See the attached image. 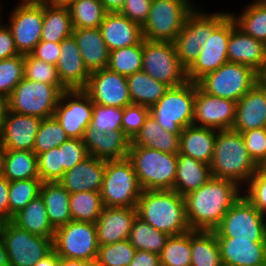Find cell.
<instances>
[{
	"mask_svg": "<svg viewBox=\"0 0 266 266\" xmlns=\"http://www.w3.org/2000/svg\"><path fill=\"white\" fill-rule=\"evenodd\" d=\"M242 191L232 181L211 177L203 186L183 196L189 228L193 231H214L241 197Z\"/></svg>",
	"mask_w": 266,
	"mask_h": 266,
	"instance_id": "6da1fadb",
	"label": "cell"
},
{
	"mask_svg": "<svg viewBox=\"0 0 266 266\" xmlns=\"http://www.w3.org/2000/svg\"><path fill=\"white\" fill-rule=\"evenodd\" d=\"M209 166L212 177L232 181L242 189L258 170L245 147L242 134L233 129L216 130Z\"/></svg>",
	"mask_w": 266,
	"mask_h": 266,
	"instance_id": "7a4b0ae2",
	"label": "cell"
},
{
	"mask_svg": "<svg viewBox=\"0 0 266 266\" xmlns=\"http://www.w3.org/2000/svg\"><path fill=\"white\" fill-rule=\"evenodd\" d=\"M140 219L170 236L191 230L187 223L184 197L171 190H143L137 203Z\"/></svg>",
	"mask_w": 266,
	"mask_h": 266,
	"instance_id": "3957f363",
	"label": "cell"
},
{
	"mask_svg": "<svg viewBox=\"0 0 266 266\" xmlns=\"http://www.w3.org/2000/svg\"><path fill=\"white\" fill-rule=\"evenodd\" d=\"M128 159L133 164L143 190H171L174 188L178 154L130 145Z\"/></svg>",
	"mask_w": 266,
	"mask_h": 266,
	"instance_id": "277c9868",
	"label": "cell"
},
{
	"mask_svg": "<svg viewBox=\"0 0 266 266\" xmlns=\"http://www.w3.org/2000/svg\"><path fill=\"white\" fill-rule=\"evenodd\" d=\"M195 82L169 87L160 100L150 107V115L167 132L181 134L193 125Z\"/></svg>",
	"mask_w": 266,
	"mask_h": 266,
	"instance_id": "5b68a950",
	"label": "cell"
},
{
	"mask_svg": "<svg viewBox=\"0 0 266 266\" xmlns=\"http://www.w3.org/2000/svg\"><path fill=\"white\" fill-rule=\"evenodd\" d=\"M142 191L133 164L128 158L106 160L101 189L104 207L136 208Z\"/></svg>",
	"mask_w": 266,
	"mask_h": 266,
	"instance_id": "8992f818",
	"label": "cell"
},
{
	"mask_svg": "<svg viewBox=\"0 0 266 266\" xmlns=\"http://www.w3.org/2000/svg\"><path fill=\"white\" fill-rule=\"evenodd\" d=\"M192 4L191 0H152L142 25L143 39L174 43L187 16L195 9Z\"/></svg>",
	"mask_w": 266,
	"mask_h": 266,
	"instance_id": "52a82bcc",
	"label": "cell"
},
{
	"mask_svg": "<svg viewBox=\"0 0 266 266\" xmlns=\"http://www.w3.org/2000/svg\"><path fill=\"white\" fill-rule=\"evenodd\" d=\"M259 81L260 74L252 67L227 62L205 74L197 85L207 94L238 102Z\"/></svg>",
	"mask_w": 266,
	"mask_h": 266,
	"instance_id": "ba28073f",
	"label": "cell"
},
{
	"mask_svg": "<svg viewBox=\"0 0 266 266\" xmlns=\"http://www.w3.org/2000/svg\"><path fill=\"white\" fill-rule=\"evenodd\" d=\"M196 8L187 16L183 28L174 41L177 56L181 64L188 69L198 58L200 49L212 33L230 14V12L203 13Z\"/></svg>",
	"mask_w": 266,
	"mask_h": 266,
	"instance_id": "9c48e42d",
	"label": "cell"
},
{
	"mask_svg": "<svg viewBox=\"0 0 266 266\" xmlns=\"http://www.w3.org/2000/svg\"><path fill=\"white\" fill-rule=\"evenodd\" d=\"M61 93L55 85L23 78L7 97V110L41 119L52 117Z\"/></svg>",
	"mask_w": 266,
	"mask_h": 266,
	"instance_id": "30bf717a",
	"label": "cell"
},
{
	"mask_svg": "<svg viewBox=\"0 0 266 266\" xmlns=\"http://www.w3.org/2000/svg\"><path fill=\"white\" fill-rule=\"evenodd\" d=\"M142 71L169 87H178L188 81L187 69L179 61L172 42L143 39Z\"/></svg>",
	"mask_w": 266,
	"mask_h": 266,
	"instance_id": "8fae6325",
	"label": "cell"
},
{
	"mask_svg": "<svg viewBox=\"0 0 266 266\" xmlns=\"http://www.w3.org/2000/svg\"><path fill=\"white\" fill-rule=\"evenodd\" d=\"M214 232L216 237L266 242V218L242 194Z\"/></svg>",
	"mask_w": 266,
	"mask_h": 266,
	"instance_id": "7c38bea8",
	"label": "cell"
},
{
	"mask_svg": "<svg viewBox=\"0 0 266 266\" xmlns=\"http://www.w3.org/2000/svg\"><path fill=\"white\" fill-rule=\"evenodd\" d=\"M53 249L66 259L97 260L99 245L95 223L71 220L56 228Z\"/></svg>",
	"mask_w": 266,
	"mask_h": 266,
	"instance_id": "4fadbf2b",
	"label": "cell"
},
{
	"mask_svg": "<svg viewBox=\"0 0 266 266\" xmlns=\"http://www.w3.org/2000/svg\"><path fill=\"white\" fill-rule=\"evenodd\" d=\"M2 240L10 266H34L53 249V238L29 233L12 221L8 224Z\"/></svg>",
	"mask_w": 266,
	"mask_h": 266,
	"instance_id": "5bb4252c",
	"label": "cell"
},
{
	"mask_svg": "<svg viewBox=\"0 0 266 266\" xmlns=\"http://www.w3.org/2000/svg\"><path fill=\"white\" fill-rule=\"evenodd\" d=\"M42 24L43 4H33L22 0L13 8L6 25L11 31L20 54H30L41 41Z\"/></svg>",
	"mask_w": 266,
	"mask_h": 266,
	"instance_id": "9a60e30c",
	"label": "cell"
},
{
	"mask_svg": "<svg viewBox=\"0 0 266 266\" xmlns=\"http://www.w3.org/2000/svg\"><path fill=\"white\" fill-rule=\"evenodd\" d=\"M94 103L83 89L61 93L54 116L70 139H82L90 126Z\"/></svg>",
	"mask_w": 266,
	"mask_h": 266,
	"instance_id": "2e32d148",
	"label": "cell"
},
{
	"mask_svg": "<svg viewBox=\"0 0 266 266\" xmlns=\"http://www.w3.org/2000/svg\"><path fill=\"white\" fill-rule=\"evenodd\" d=\"M83 91L100 106L124 108L132 104L126 77L108 68L92 72Z\"/></svg>",
	"mask_w": 266,
	"mask_h": 266,
	"instance_id": "e0dca14e",
	"label": "cell"
},
{
	"mask_svg": "<svg viewBox=\"0 0 266 266\" xmlns=\"http://www.w3.org/2000/svg\"><path fill=\"white\" fill-rule=\"evenodd\" d=\"M237 102L205 93L195 82L193 125L214 130L232 129Z\"/></svg>",
	"mask_w": 266,
	"mask_h": 266,
	"instance_id": "ac0fdd59",
	"label": "cell"
},
{
	"mask_svg": "<svg viewBox=\"0 0 266 266\" xmlns=\"http://www.w3.org/2000/svg\"><path fill=\"white\" fill-rule=\"evenodd\" d=\"M229 37L230 15L212 33H208V39L200 49L198 58L187 69L188 81L197 82L205 74L217 70L228 62Z\"/></svg>",
	"mask_w": 266,
	"mask_h": 266,
	"instance_id": "d6986e66",
	"label": "cell"
},
{
	"mask_svg": "<svg viewBox=\"0 0 266 266\" xmlns=\"http://www.w3.org/2000/svg\"><path fill=\"white\" fill-rule=\"evenodd\" d=\"M41 120L37 116L13 113L7 110L0 134V145L5 150L33 151Z\"/></svg>",
	"mask_w": 266,
	"mask_h": 266,
	"instance_id": "ffe728a7",
	"label": "cell"
},
{
	"mask_svg": "<svg viewBox=\"0 0 266 266\" xmlns=\"http://www.w3.org/2000/svg\"><path fill=\"white\" fill-rule=\"evenodd\" d=\"M227 59L230 63L250 66L259 74L266 65V45L239 29L231 15Z\"/></svg>",
	"mask_w": 266,
	"mask_h": 266,
	"instance_id": "44dd1931",
	"label": "cell"
},
{
	"mask_svg": "<svg viewBox=\"0 0 266 266\" xmlns=\"http://www.w3.org/2000/svg\"><path fill=\"white\" fill-rule=\"evenodd\" d=\"M89 155L102 160H122L128 158L130 138L122 130L103 133L88 126L82 138Z\"/></svg>",
	"mask_w": 266,
	"mask_h": 266,
	"instance_id": "7402d4cb",
	"label": "cell"
},
{
	"mask_svg": "<svg viewBox=\"0 0 266 266\" xmlns=\"http://www.w3.org/2000/svg\"><path fill=\"white\" fill-rule=\"evenodd\" d=\"M137 216L136 208L104 207L95 223L98 245L128 239Z\"/></svg>",
	"mask_w": 266,
	"mask_h": 266,
	"instance_id": "603a6c76",
	"label": "cell"
},
{
	"mask_svg": "<svg viewBox=\"0 0 266 266\" xmlns=\"http://www.w3.org/2000/svg\"><path fill=\"white\" fill-rule=\"evenodd\" d=\"M257 128H266V85L260 81L237 102L232 126L240 133Z\"/></svg>",
	"mask_w": 266,
	"mask_h": 266,
	"instance_id": "cb8c5ba5",
	"label": "cell"
},
{
	"mask_svg": "<svg viewBox=\"0 0 266 266\" xmlns=\"http://www.w3.org/2000/svg\"><path fill=\"white\" fill-rule=\"evenodd\" d=\"M106 160L89 155L58 181L70 194L82 191L101 192Z\"/></svg>",
	"mask_w": 266,
	"mask_h": 266,
	"instance_id": "d4e9b609",
	"label": "cell"
},
{
	"mask_svg": "<svg viewBox=\"0 0 266 266\" xmlns=\"http://www.w3.org/2000/svg\"><path fill=\"white\" fill-rule=\"evenodd\" d=\"M56 67L61 83L68 90L83 89L91 75L73 36L60 42V56Z\"/></svg>",
	"mask_w": 266,
	"mask_h": 266,
	"instance_id": "484cf974",
	"label": "cell"
},
{
	"mask_svg": "<svg viewBox=\"0 0 266 266\" xmlns=\"http://www.w3.org/2000/svg\"><path fill=\"white\" fill-rule=\"evenodd\" d=\"M99 28L109 51L133 46L143 40L142 26L119 12L106 13Z\"/></svg>",
	"mask_w": 266,
	"mask_h": 266,
	"instance_id": "4316f807",
	"label": "cell"
},
{
	"mask_svg": "<svg viewBox=\"0 0 266 266\" xmlns=\"http://www.w3.org/2000/svg\"><path fill=\"white\" fill-rule=\"evenodd\" d=\"M224 266H262L266 261V242L217 237Z\"/></svg>",
	"mask_w": 266,
	"mask_h": 266,
	"instance_id": "83f0119b",
	"label": "cell"
},
{
	"mask_svg": "<svg viewBox=\"0 0 266 266\" xmlns=\"http://www.w3.org/2000/svg\"><path fill=\"white\" fill-rule=\"evenodd\" d=\"M72 36L90 73L107 68L110 51L100 28H74Z\"/></svg>",
	"mask_w": 266,
	"mask_h": 266,
	"instance_id": "f1b7e54d",
	"label": "cell"
},
{
	"mask_svg": "<svg viewBox=\"0 0 266 266\" xmlns=\"http://www.w3.org/2000/svg\"><path fill=\"white\" fill-rule=\"evenodd\" d=\"M216 130L195 125L187 126L180 134V154L210 164L215 148Z\"/></svg>",
	"mask_w": 266,
	"mask_h": 266,
	"instance_id": "f546056e",
	"label": "cell"
},
{
	"mask_svg": "<svg viewBox=\"0 0 266 266\" xmlns=\"http://www.w3.org/2000/svg\"><path fill=\"white\" fill-rule=\"evenodd\" d=\"M131 145L178 154L180 151V134L167 132L149 114L141 130L131 140Z\"/></svg>",
	"mask_w": 266,
	"mask_h": 266,
	"instance_id": "4dcf8cb0",
	"label": "cell"
},
{
	"mask_svg": "<svg viewBox=\"0 0 266 266\" xmlns=\"http://www.w3.org/2000/svg\"><path fill=\"white\" fill-rule=\"evenodd\" d=\"M211 177V170L208 164L178 153L177 174L173 190L179 195L185 196L197 190Z\"/></svg>",
	"mask_w": 266,
	"mask_h": 266,
	"instance_id": "1f68e13d",
	"label": "cell"
},
{
	"mask_svg": "<svg viewBox=\"0 0 266 266\" xmlns=\"http://www.w3.org/2000/svg\"><path fill=\"white\" fill-rule=\"evenodd\" d=\"M40 195L44 200L49 221L55 229L72 220L70 193L59 182H42Z\"/></svg>",
	"mask_w": 266,
	"mask_h": 266,
	"instance_id": "d6a6232c",
	"label": "cell"
},
{
	"mask_svg": "<svg viewBox=\"0 0 266 266\" xmlns=\"http://www.w3.org/2000/svg\"><path fill=\"white\" fill-rule=\"evenodd\" d=\"M11 221L29 233L54 239L56 229L49 221L45 203L40 194L16 213Z\"/></svg>",
	"mask_w": 266,
	"mask_h": 266,
	"instance_id": "836d02e7",
	"label": "cell"
},
{
	"mask_svg": "<svg viewBox=\"0 0 266 266\" xmlns=\"http://www.w3.org/2000/svg\"><path fill=\"white\" fill-rule=\"evenodd\" d=\"M73 24L68 6L43 4L41 41L61 42L72 36Z\"/></svg>",
	"mask_w": 266,
	"mask_h": 266,
	"instance_id": "e575fe53",
	"label": "cell"
},
{
	"mask_svg": "<svg viewBox=\"0 0 266 266\" xmlns=\"http://www.w3.org/2000/svg\"><path fill=\"white\" fill-rule=\"evenodd\" d=\"M126 79L132 104L149 108L157 103L169 89L168 85L153 79L144 71L135 72Z\"/></svg>",
	"mask_w": 266,
	"mask_h": 266,
	"instance_id": "d590c367",
	"label": "cell"
},
{
	"mask_svg": "<svg viewBox=\"0 0 266 266\" xmlns=\"http://www.w3.org/2000/svg\"><path fill=\"white\" fill-rule=\"evenodd\" d=\"M191 266H224L214 231L191 230Z\"/></svg>",
	"mask_w": 266,
	"mask_h": 266,
	"instance_id": "8d00e7d4",
	"label": "cell"
},
{
	"mask_svg": "<svg viewBox=\"0 0 266 266\" xmlns=\"http://www.w3.org/2000/svg\"><path fill=\"white\" fill-rule=\"evenodd\" d=\"M3 176L9 181L39 179L38 157L33 151L5 150Z\"/></svg>",
	"mask_w": 266,
	"mask_h": 266,
	"instance_id": "74e56055",
	"label": "cell"
},
{
	"mask_svg": "<svg viewBox=\"0 0 266 266\" xmlns=\"http://www.w3.org/2000/svg\"><path fill=\"white\" fill-rule=\"evenodd\" d=\"M169 237L170 235L156 230L137 216L129 233L128 241L136 250L159 254Z\"/></svg>",
	"mask_w": 266,
	"mask_h": 266,
	"instance_id": "f35d334b",
	"label": "cell"
},
{
	"mask_svg": "<svg viewBox=\"0 0 266 266\" xmlns=\"http://www.w3.org/2000/svg\"><path fill=\"white\" fill-rule=\"evenodd\" d=\"M103 208L101 192L82 191L70 194V211L74 221L96 223Z\"/></svg>",
	"mask_w": 266,
	"mask_h": 266,
	"instance_id": "ab89813d",
	"label": "cell"
},
{
	"mask_svg": "<svg viewBox=\"0 0 266 266\" xmlns=\"http://www.w3.org/2000/svg\"><path fill=\"white\" fill-rule=\"evenodd\" d=\"M229 14L245 34L266 44V9L256 0L244 8L238 17L233 13Z\"/></svg>",
	"mask_w": 266,
	"mask_h": 266,
	"instance_id": "60d3db41",
	"label": "cell"
},
{
	"mask_svg": "<svg viewBox=\"0 0 266 266\" xmlns=\"http://www.w3.org/2000/svg\"><path fill=\"white\" fill-rule=\"evenodd\" d=\"M159 259L161 266H191V230L170 236Z\"/></svg>",
	"mask_w": 266,
	"mask_h": 266,
	"instance_id": "b9f144b4",
	"label": "cell"
},
{
	"mask_svg": "<svg viewBox=\"0 0 266 266\" xmlns=\"http://www.w3.org/2000/svg\"><path fill=\"white\" fill-rule=\"evenodd\" d=\"M142 58L143 40L139 44L110 51L107 68L128 77L142 71Z\"/></svg>",
	"mask_w": 266,
	"mask_h": 266,
	"instance_id": "7bdbcfd3",
	"label": "cell"
},
{
	"mask_svg": "<svg viewBox=\"0 0 266 266\" xmlns=\"http://www.w3.org/2000/svg\"><path fill=\"white\" fill-rule=\"evenodd\" d=\"M68 8L74 28H99L107 13L100 0H74Z\"/></svg>",
	"mask_w": 266,
	"mask_h": 266,
	"instance_id": "ee69618b",
	"label": "cell"
},
{
	"mask_svg": "<svg viewBox=\"0 0 266 266\" xmlns=\"http://www.w3.org/2000/svg\"><path fill=\"white\" fill-rule=\"evenodd\" d=\"M70 138L55 116L42 119L35 138L33 152L38 155L59 147Z\"/></svg>",
	"mask_w": 266,
	"mask_h": 266,
	"instance_id": "f6af8a7d",
	"label": "cell"
},
{
	"mask_svg": "<svg viewBox=\"0 0 266 266\" xmlns=\"http://www.w3.org/2000/svg\"><path fill=\"white\" fill-rule=\"evenodd\" d=\"M40 179H25L9 182L10 219L40 194Z\"/></svg>",
	"mask_w": 266,
	"mask_h": 266,
	"instance_id": "bcb514c9",
	"label": "cell"
},
{
	"mask_svg": "<svg viewBox=\"0 0 266 266\" xmlns=\"http://www.w3.org/2000/svg\"><path fill=\"white\" fill-rule=\"evenodd\" d=\"M24 78L55 85L61 92L68 90L59 79L56 65L38 60L31 54L24 55Z\"/></svg>",
	"mask_w": 266,
	"mask_h": 266,
	"instance_id": "7dc6e473",
	"label": "cell"
},
{
	"mask_svg": "<svg viewBox=\"0 0 266 266\" xmlns=\"http://www.w3.org/2000/svg\"><path fill=\"white\" fill-rule=\"evenodd\" d=\"M24 78V54L0 60V99L6 100Z\"/></svg>",
	"mask_w": 266,
	"mask_h": 266,
	"instance_id": "c3c4849f",
	"label": "cell"
},
{
	"mask_svg": "<svg viewBox=\"0 0 266 266\" xmlns=\"http://www.w3.org/2000/svg\"><path fill=\"white\" fill-rule=\"evenodd\" d=\"M136 249L126 240L108 245H99L98 266H128L132 261Z\"/></svg>",
	"mask_w": 266,
	"mask_h": 266,
	"instance_id": "681fc988",
	"label": "cell"
},
{
	"mask_svg": "<svg viewBox=\"0 0 266 266\" xmlns=\"http://www.w3.org/2000/svg\"><path fill=\"white\" fill-rule=\"evenodd\" d=\"M122 118L123 108L100 106L94 103L90 126L103 133L121 130Z\"/></svg>",
	"mask_w": 266,
	"mask_h": 266,
	"instance_id": "f907efd6",
	"label": "cell"
},
{
	"mask_svg": "<svg viewBox=\"0 0 266 266\" xmlns=\"http://www.w3.org/2000/svg\"><path fill=\"white\" fill-rule=\"evenodd\" d=\"M37 157L39 179L42 182H58L61 179L60 148H52Z\"/></svg>",
	"mask_w": 266,
	"mask_h": 266,
	"instance_id": "816d5d0a",
	"label": "cell"
},
{
	"mask_svg": "<svg viewBox=\"0 0 266 266\" xmlns=\"http://www.w3.org/2000/svg\"><path fill=\"white\" fill-rule=\"evenodd\" d=\"M61 177L64 172L71 170L79 162L89 156L82 139H69L60 146Z\"/></svg>",
	"mask_w": 266,
	"mask_h": 266,
	"instance_id": "f5cc1de1",
	"label": "cell"
},
{
	"mask_svg": "<svg viewBox=\"0 0 266 266\" xmlns=\"http://www.w3.org/2000/svg\"><path fill=\"white\" fill-rule=\"evenodd\" d=\"M150 108L143 105L130 104L123 108L121 130L132 140L141 130Z\"/></svg>",
	"mask_w": 266,
	"mask_h": 266,
	"instance_id": "db71d44e",
	"label": "cell"
},
{
	"mask_svg": "<svg viewBox=\"0 0 266 266\" xmlns=\"http://www.w3.org/2000/svg\"><path fill=\"white\" fill-rule=\"evenodd\" d=\"M246 185L248 188L243 189V195L266 217V176L257 170Z\"/></svg>",
	"mask_w": 266,
	"mask_h": 266,
	"instance_id": "11a10c76",
	"label": "cell"
},
{
	"mask_svg": "<svg viewBox=\"0 0 266 266\" xmlns=\"http://www.w3.org/2000/svg\"><path fill=\"white\" fill-rule=\"evenodd\" d=\"M241 134L249 155L259 165L266 159V128L251 129Z\"/></svg>",
	"mask_w": 266,
	"mask_h": 266,
	"instance_id": "9f6ffc18",
	"label": "cell"
},
{
	"mask_svg": "<svg viewBox=\"0 0 266 266\" xmlns=\"http://www.w3.org/2000/svg\"><path fill=\"white\" fill-rule=\"evenodd\" d=\"M151 4L152 0H126L119 13L142 26L150 13Z\"/></svg>",
	"mask_w": 266,
	"mask_h": 266,
	"instance_id": "6f0895ef",
	"label": "cell"
},
{
	"mask_svg": "<svg viewBox=\"0 0 266 266\" xmlns=\"http://www.w3.org/2000/svg\"><path fill=\"white\" fill-rule=\"evenodd\" d=\"M30 54L38 60L56 65L60 56V42L40 41Z\"/></svg>",
	"mask_w": 266,
	"mask_h": 266,
	"instance_id": "680465c9",
	"label": "cell"
},
{
	"mask_svg": "<svg viewBox=\"0 0 266 266\" xmlns=\"http://www.w3.org/2000/svg\"><path fill=\"white\" fill-rule=\"evenodd\" d=\"M1 20L2 19L0 18V60H3L6 58L14 57L20 53L17 51L15 41L13 39L10 29L7 27L6 24L2 25Z\"/></svg>",
	"mask_w": 266,
	"mask_h": 266,
	"instance_id": "91938a15",
	"label": "cell"
},
{
	"mask_svg": "<svg viewBox=\"0 0 266 266\" xmlns=\"http://www.w3.org/2000/svg\"><path fill=\"white\" fill-rule=\"evenodd\" d=\"M128 266H161L159 254L150 251L136 250Z\"/></svg>",
	"mask_w": 266,
	"mask_h": 266,
	"instance_id": "94428289",
	"label": "cell"
},
{
	"mask_svg": "<svg viewBox=\"0 0 266 266\" xmlns=\"http://www.w3.org/2000/svg\"><path fill=\"white\" fill-rule=\"evenodd\" d=\"M9 181L4 177H0V212L6 214L10 218L9 206Z\"/></svg>",
	"mask_w": 266,
	"mask_h": 266,
	"instance_id": "6125c7cd",
	"label": "cell"
},
{
	"mask_svg": "<svg viewBox=\"0 0 266 266\" xmlns=\"http://www.w3.org/2000/svg\"><path fill=\"white\" fill-rule=\"evenodd\" d=\"M60 256L52 249L47 255L40 259L34 266H59Z\"/></svg>",
	"mask_w": 266,
	"mask_h": 266,
	"instance_id": "be15d7a7",
	"label": "cell"
},
{
	"mask_svg": "<svg viewBox=\"0 0 266 266\" xmlns=\"http://www.w3.org/2000/svg\"><path fill=\"white\" fill-rule=\"evenodd\" d=\"M126 0H100L107 13L120 12Z\"/></svg>",
	"mask_w": 266,
	"mask_h": 266,
	"instance_id": "e7e4bbea",
	"label": "cell"
},
{
	"mask_svg": "<svg viewBox=\"0 0 266 266\" xmlns=\"http://www.w3.org/2000/svg\"><path fill=\"white\" fill-rule=\"evenodd\" d=\"M59 266H98V264L96 260L86 261L78 259H66L60 257Z\"/></svg>",
	"mask_w": 266,
	"mask_h": 266,
	"instance_id": "03108f58",
	"label": "cell"
},
{
	"mask_svg": "<svg viewBox=\"0 0 266 266\" xmlns=\"http://www.w3.org/2000/svg\"><path fill=\"white\" fill-rule=\"evenodd\" d=\"M11 222V219L6 215L0 212V240L3 239V235L7 229L8 224Z\"/></svg>",
	"mask_w": 266,
	"mask_h": 266,
	"instance_id": "003e7915",
	"label": "cell"
},
{
	"mask_svg": "<svg viewBox=\"0 0 266 266\" xmlns=\"http://www.w3.org/2000/svg\"><path fill=\"white\" fill-rule=\"evenodd\" d=\"M0 266H10L8 254L3 240H0Z\"/></svg>",
	"mask_w": 266,
	"mask_h": 266,
	"instance_id": "a7ac6f4b",
	"label": "cell"
},
{
	"mask_svg": "<svg viewBox=\"0 0 266 266\" xmlns=\"http://www.w3.org/2000/svg\"><path fill=\"white\" fill-rule=\"evenodd\" d=\"M6 111H7L6 100L0 99V134L2 132L4 116H5Z\"/></svg>",
	"mask_w": 266,
	"mask_h": 266,
	"instance_id": "89a4df30",
	"label": "cell"
},
{
	"mask_svg": "<svg viewBox=\"0 0 266 266\" xmlns=\"http://www.w3.org/2000/svg\"><path fill=\"white\" fill-rule=\"evenodd\" d=\"M5 149L0 145V177L4 174Z\"/></svg>",
	"mask_w": 266,
	"mask_h": 266,
	"instance_id": "2644e50d",
	"label": "cell"
},
{
	"mask_svg": "<svg viewBox=\"0 0 266 266\" xmlns=\"http://www.w3.org/2000/svg\"><path fill=\"white\" fill-rule=\"evenodd\" d=\"M73 1L74 0H53L50 4L56 5V6H68Z\"/></svg>",
	"mask_w": 266,
	"mask_h": 266,
	"instance_id": "8c879c8a",
	"label": "cell"
},
{
	"mask_svg": "<svg viewBox=\"0 0 266 266\" xmlns=\"http://www.w3.org/2000/svg\"><path fill=\"white\" fill-rule=\"evenodd\" d=\"M33 4H50L53 0H24Z\"/></svg>",
	"mask_w": 266,
	"mask_h": 266,
	"instance_id": "753ad0ef",
	"label": "cell"
},
{
	"mask_svg": "<svg viewBox=\"0 0 266 266\" xmlns=\"http://www.w3.org/2000/svg\"><path fill=\"white\" fill-rule=\"evenodd\" d=\"M258 170L266 176V159L263 160L259 165H258Z\"/></svg>",
	"mask_w": 266,
	"mask_h": 266,
	"instance_id": "34e18365",
	"label": "cell"
},
{
	"mask_svg": "<svg viewBox=\"0 0 266 266\" xmlns=\"http://www.w3.org/2000/svg\"><path fill=\"white\" fill-rule=\"evenodd\" d=\"M260 82L266 85V65L264 70L260 73Z\"/></svg>",
	"mask_w": 266,
	"mask_h": 266,
	"instance_id": "11e5206c",
	"label": "cell"
},
{
	"mask_svg": "<svg viewBox=\"0 0 266 266\" xmlns=\"http://www.w3.org/2000/svg\"><path fill=\"white\" fill-rule=\"evenodd\" d=\"M256 1L266 9V0H256Z\"/></svg>",
	"mask_w": 266,
	"mask_h": 266,
	"instance_id": "2a66077c",
	"label": "cell"
}]
</instances>
